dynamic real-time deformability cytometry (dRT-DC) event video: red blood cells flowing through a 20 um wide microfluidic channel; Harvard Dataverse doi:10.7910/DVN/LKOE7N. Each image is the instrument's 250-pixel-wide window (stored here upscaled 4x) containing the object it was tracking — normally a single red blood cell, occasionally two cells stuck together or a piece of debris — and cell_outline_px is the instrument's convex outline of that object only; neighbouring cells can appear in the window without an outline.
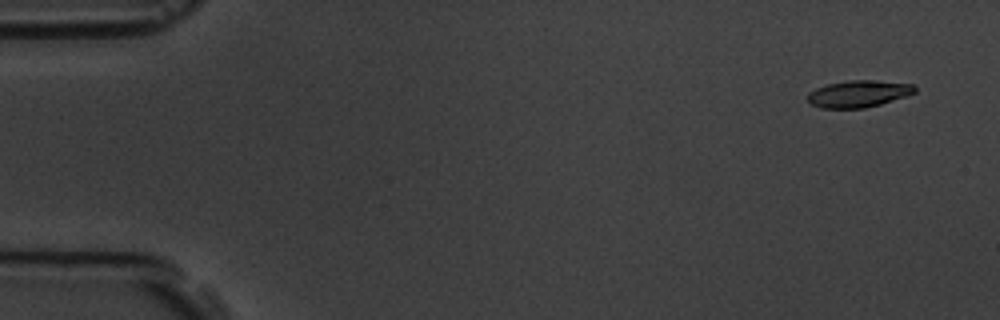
{"species": "common noctule bat (a hibernating species)", "species_latin": "Nyctalus noctula", "temperature_condition": "room temperature", "stored_images_in_passage": 4, "camera_frame_rate_fps": 3000, "um_per_image_px": 0.085, "animal": {"sex": "male", "body_mass_g": 19.5, "forearm_length_mm": 54.6}, "frame": {"image": 1, "passage_image": 1, "time_ms": 0.0, "image_size_px": [1000, 320], "cell_outline_px": [[916, 92], [908, 96], [880, 104], [864, 108], [820, 108], [812, 104], [808, 100], [808, 92], [816, 88], [828, 84], [848, 80], [868, 80], [912, 84], [916, 88]], "centroid_in_image_um": [72.97, 7.97], "position_along_channel_um": 12.0, "area_um2": 16.7}}